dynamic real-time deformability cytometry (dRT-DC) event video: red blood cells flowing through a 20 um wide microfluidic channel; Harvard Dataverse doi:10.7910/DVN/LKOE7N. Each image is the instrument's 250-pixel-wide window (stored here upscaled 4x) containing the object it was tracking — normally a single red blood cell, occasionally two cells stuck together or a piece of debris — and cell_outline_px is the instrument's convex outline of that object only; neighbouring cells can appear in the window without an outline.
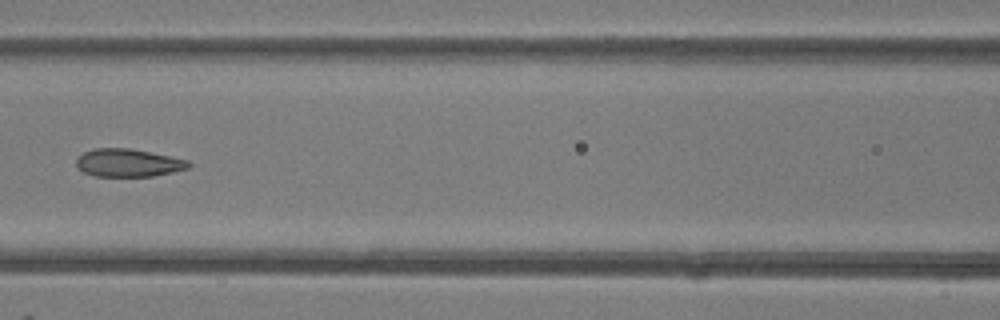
{"species": "common noctule bat (a hibernating species)", "species_latin": "Nyctalus noctula", "temperature_condition": "room temperature", "stored_images_in_passage": 7, "camera_frame_rate_fps": 3000, "um_per_image_px": 0.085, "animal": {"sex": "female"}, "frame": {"image": 1, "passage_image": 7, "time_ms": 7.0, "image_size_px": [1000, 320], "cell_outline_px": [[192, 164], [188, 168], [172, 172], [152, 176], [96, 176], [84, 172], [76, 168], [76, 160], [84, 152], [96, 148], [128, 148], [188, 160]], "centroid_in_image_um": [10.88, 13.84], "position_along_channel_um": 155.7, "area_um2": 18.03}}